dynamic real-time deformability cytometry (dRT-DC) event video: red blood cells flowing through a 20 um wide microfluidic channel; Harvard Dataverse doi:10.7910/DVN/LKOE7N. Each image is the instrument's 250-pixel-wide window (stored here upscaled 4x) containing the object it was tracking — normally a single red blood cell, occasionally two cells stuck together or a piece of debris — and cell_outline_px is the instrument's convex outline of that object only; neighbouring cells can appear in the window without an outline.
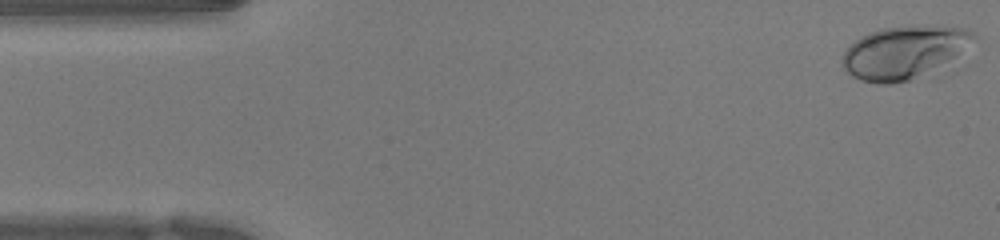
{"species": "human", "species_latin": "Homo sapiens", "temperature_condition": "warm", "stored_images_in_passage": 50, "camera_frame_rate_fps": 3000, "um_per_image_px": 0.085, "donor": {"sex": "female"}, "frame": {"image": 1, "passage_image": 1, "time_ms": 0.0, "image_size_px": [1000, 240], "cell_outline_px": [[976, 36], [952, 56], [908, 80], [892, 84], [880, 84], [860, 80], [852, 76], [844, 68], [844, 52], [856, 40], [872, 32], [884, 28], [964, 28], [972, 32]], "centroid_in_image_um": [76.69, 4.47], "position_along_channel_um": 8.3, "area_um2": 37.22}}
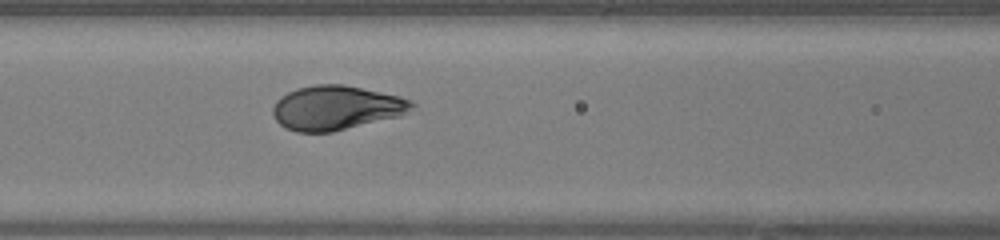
{"frame": {"image": 2, "passage_image": 20, "time_ms": 6.333, "image_size_px": [1000, 240], "cell_outline_px": [[416, 104], [412, 108], [400, 116], [332, 132], [296, 132], [284, 128], [276, 120], [272, 112], [272, 108], [276, 100], [280, 96], [296, 88], [316, 84], [344, 84], [400, 96]], "centroid_in_image_um": [28.54, 9.16], "position_along_channel_um": 138.1, "area_um2": 35.95}}
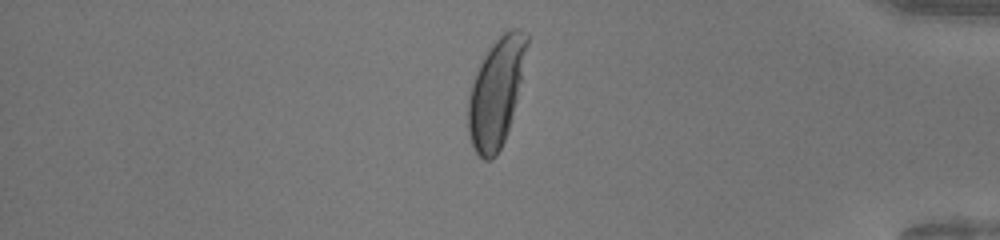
{"frame": {"image": 3, "passage_image": 42, "time_ms": 13.667, "image_size_px": [1000, 240], "cell_outline_px": [[528, 44], [516, 100], [508, 128], [504, 140], [496, 156], [492, 160], [484, 160], [476, 152], [472, 144], [468, 132], [468, 96], [476, 72], [484, 56], [492, 44], [504, 32], [512, 28], [516, 28], [528, 36]], "centroid_in_image_um": [42.15, 7.87], "position_along_channel_um": 393.0, "area_um2": 36.3}, "authors_computed_cell_mechanics": {"area_um2": 36.1828, "velocity_mm_per_s": 3.9622, "shape_relaxation_time_tau1_ms": 3.0315, "shape_relaxation_time_tau2_ms": null, "deformation_change_tau1": 0.1691, "deformation_change_tau2": null}}